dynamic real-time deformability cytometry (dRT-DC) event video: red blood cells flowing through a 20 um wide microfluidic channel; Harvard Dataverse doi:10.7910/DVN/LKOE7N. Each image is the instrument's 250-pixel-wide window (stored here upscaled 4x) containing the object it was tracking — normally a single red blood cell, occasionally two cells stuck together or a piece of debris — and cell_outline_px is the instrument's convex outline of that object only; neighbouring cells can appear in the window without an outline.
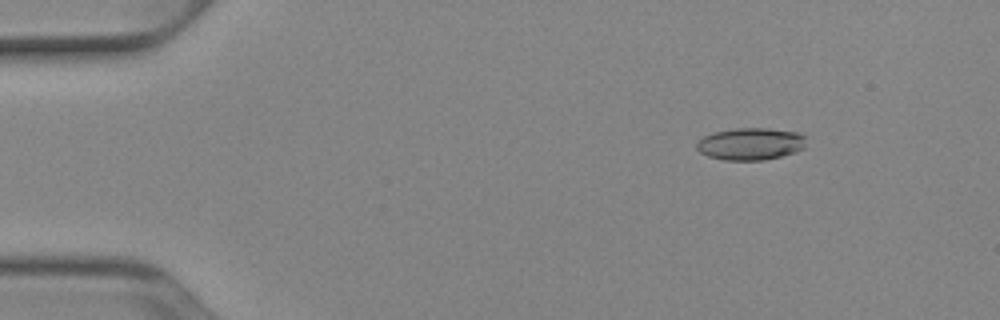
{"species": "Egyptian fruit bat (a non-hibernating species)", "species_latin": "Rousettus aegyptiacus", "temperature_condition": "cold", "stored_images_in_passage": 49, "camera_frame_rate_fps": 3000, "um_per_image_px": 0.085, "animal": {"sex": "female"}, "frame": {"image": 1, "passage_image": 4, "time_ms": 1.0, "image_size_px": [1000, 320], "cell_outline_px": [[808, 136], [804, 148], [796, 152], [764, 160], [724, 160], [708, 156], [700, 152], [696, 148], [696, 144], [704, 136], [716, 132], [736, 128], [768, 128], [796, 132]], "centroid_in_image_um": [63.84, 12.23], "position_along_channel_um": 21.2, "area_um2": 20.58}}
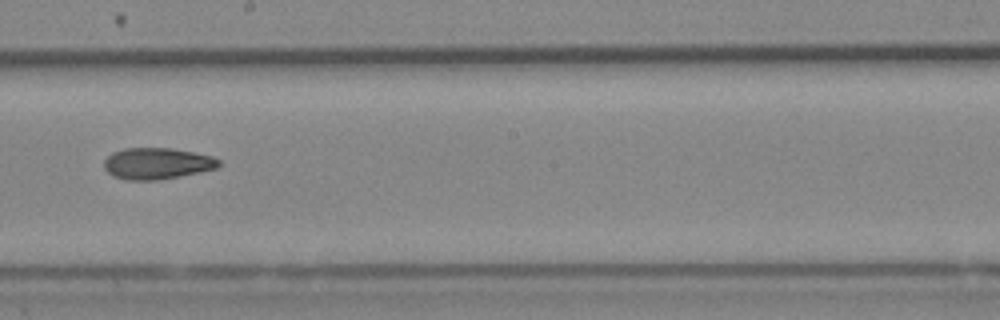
{"frame": {"image": 2, "passage_image": 27, "time_ms": 8.667, "image_size_px": [1000, 320], "cell_outline_px": [[220, 164], [216, 168], [180, 176], [160, 180], [124, 180], [112, 176], [104, 168], [104, 160], [112, 152], [124, 148], [172, 148], [212, 156], [220, 160]], "centroid_in_image_um": [13.31, 13.9], "position_along_channel_um": 234.9, "area_um2": 21.04}}
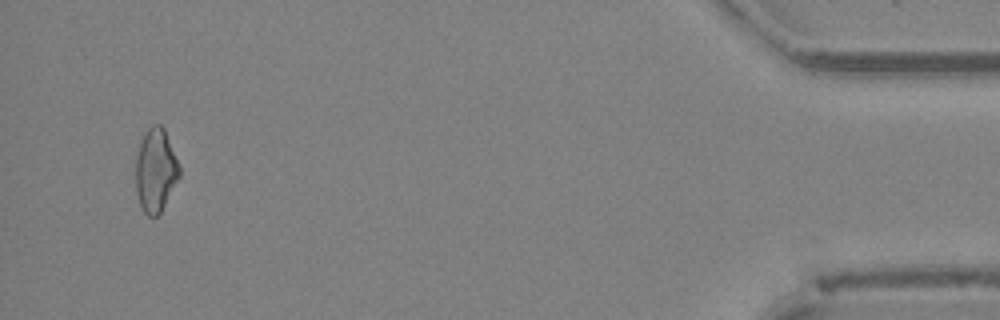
{"frame": {"image": 3, "passage_image": 47, "time_ms": 15.333, "image_size_px": [1000, 320], "cell_outline_px": [[180, 176], [160, 212], [156, 216], [148, 216], [140, 208], [136, 192], [136, 156], [140, 140], [144, 132], [152, 124], [160, 124], [164, 128], [180, 168]], "centroid_in_image_um": [13.2, 14.46], "position_along_channel_um": 422.0, "area_um2": 21.21}, "authors_computed_cell_mechanics": {"area_um2": 21.1548, "velocity_mm_per_s": 3.944, "shape_relaxation_time_tau1_ms": 10.5361, "shape_relaxation_time_tau2_ms": 6.5731, "deformation_change_tau1": 0.2069, "deformation_change_tau2": 0.1444}}